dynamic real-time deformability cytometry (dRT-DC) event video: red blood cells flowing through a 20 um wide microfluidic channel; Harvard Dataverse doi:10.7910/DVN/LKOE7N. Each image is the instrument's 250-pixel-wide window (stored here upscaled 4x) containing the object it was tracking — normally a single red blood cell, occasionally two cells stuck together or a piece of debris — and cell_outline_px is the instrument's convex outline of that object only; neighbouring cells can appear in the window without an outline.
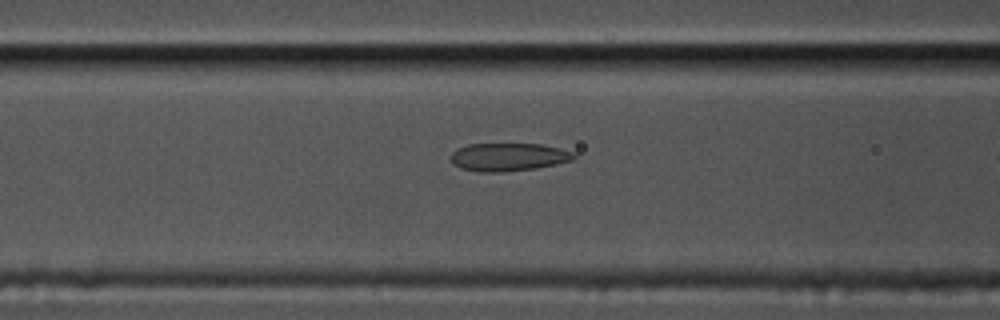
{"species": "common noctule bat (a hibernating species)", "species_latin": "Nyctalus noctula", "temperature_condition": "cold", "stored_images_in_passage": 17, "camera_frame_rate_fps": 3000, "um_per_image_px": 0.085, "animal": {"sex": "male", "body_mass_g": 17.5, "forearm_length_mm": 52.3}, "frame": {"image": 1, "passage_image": 15, "time_ms": 4.667, "image_size_px": [1000, 320], "cell_outline_px": [[576, 156], [572, 160], [556, 164], [536, 168], [500, 172], [480, 172], [460, 168], [452, 160], [452, 152], [456, 148], [468, 144], [540, 144], [560, 148], [576, 152]], "centroid_in_image_um": [43.24, 13.34], "position_along_channel_um": 123.4, "area_um2": 20.06}}